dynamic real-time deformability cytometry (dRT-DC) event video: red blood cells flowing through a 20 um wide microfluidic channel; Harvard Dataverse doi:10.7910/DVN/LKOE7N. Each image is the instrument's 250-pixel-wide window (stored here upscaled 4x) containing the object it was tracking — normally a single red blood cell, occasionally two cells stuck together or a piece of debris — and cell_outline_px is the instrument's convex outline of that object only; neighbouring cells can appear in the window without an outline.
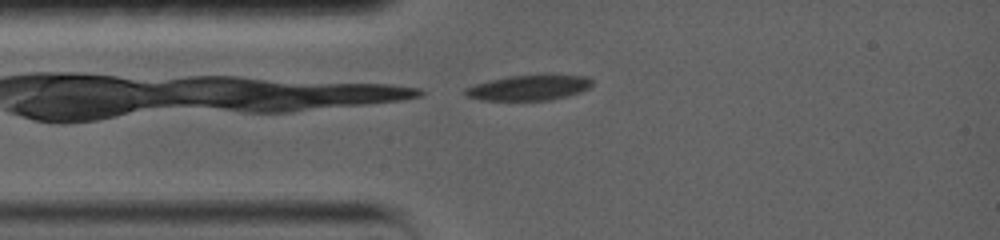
{"species": "common noctule bat (a hibernating species)", "species_latin": "Nyctalus noctula", "temperature_condition": "warm", "stored_images_in_passage": 30, "camera_frame_rate_fps": 5000, "um_per_image_px": 0.085, "animal": {"sex": "female", "body_mass_g": 19.0, "forearm_length_mm": 56.7}, "frame": {"image": 1, "passage_image": 1, "time_ms": 0.0, "image_size_px": [1000, 240], "cell_outline_px": [[592, 84], [588, 88], [580, 92], [568, 96], [552, 100], [480, 100], [468, 96], [464, 92], [464, 88], [476, 84], [508, 76], [544, 72], [552, 72], [584, 76], [592, 80]], "centroid_in_image_um": [45.03, 7.41], "position_along_channel_um": 40.0, "area_um2": 19.42}}
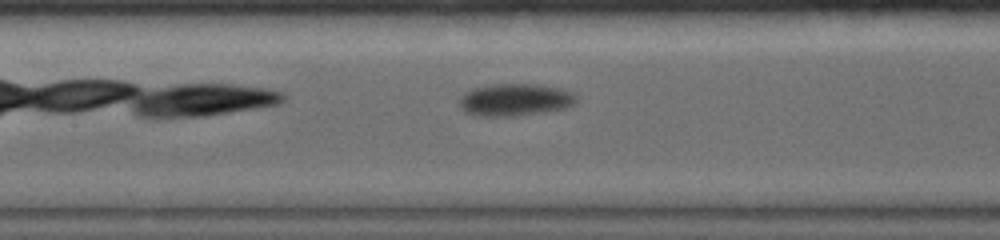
{"frame": {"image": 2, "passage_image": 8, "time_ms": 3.6, "image_size_px": [1000, 240], "cell_outline_px": [[576, 100], [572, 104], [564, 108], [544, 112], [512, 116], [480, 116], [464, 112], [460, 104], [460, 96], [464, 92], [472, 88], [492, 84], [536, 84], [560, 88], [572, 92], [576, 96]], "centroid_in_image_um": [43.74, 8.47], "position_along_channel_um": 163.7, "area_um2": 21.96}}
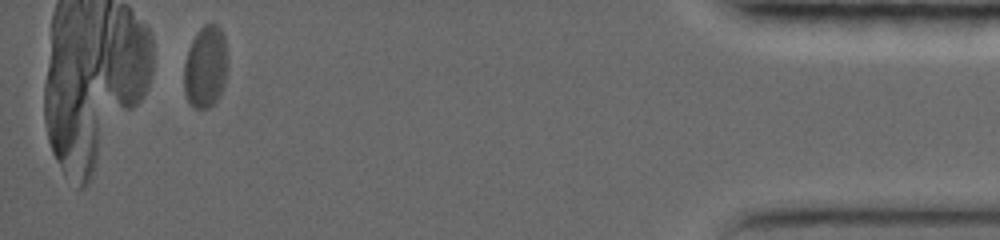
{"frame": {"image": 3, "passage_image": 27, "time_ms": 13.0, "image_size_px": [1000, 240], "cell_outline_px": [[224, 80], [220, 92], [216, 100], [208, 108], [196, 108], [188, 100], [184, 92], [184, 64], [188, 48], [196, 32], [204, 24], [212, 20], [224, 32]], "centroid_in_image_um": [17.41, 5.62], "position_along_channel_um": 417.8, "area_um2": 20.35}, "authors_computed_cell_mechanics": {"area_um2": 20.4901, "velocity_mm_per_s": 3.5646, "shape_relaxation_time_tau1_ms": 3.0613, "shape_relaxation_time_tau2_ms": null, "deformation_change_tau1": 0.1083, "deformation_change_tau2": null}}